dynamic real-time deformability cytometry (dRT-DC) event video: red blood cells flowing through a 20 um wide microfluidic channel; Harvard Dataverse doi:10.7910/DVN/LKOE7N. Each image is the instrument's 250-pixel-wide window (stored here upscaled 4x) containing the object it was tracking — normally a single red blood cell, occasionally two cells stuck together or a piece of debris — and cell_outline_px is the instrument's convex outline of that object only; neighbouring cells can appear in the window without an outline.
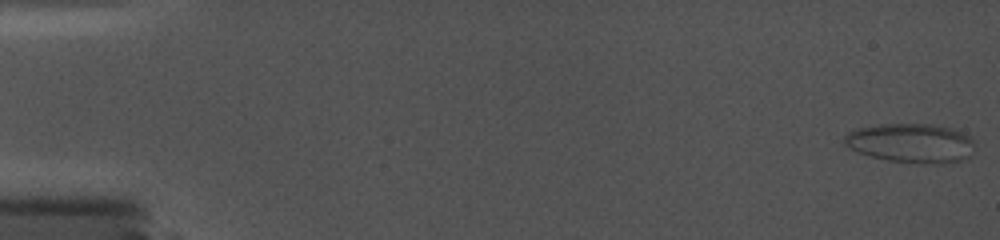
{"species": "common noctule bat (a hibernating species)", "species_latin": "Nyctalus noctula", "temperature_condition": "cold", "stored_images_in_passage": 55, "camera_frame_rate_fps": 5000, "um_per_image_px": 0.085, "animal": {"sex": "female", "body_mass_g": 19.0, "forearm_length_mm": 56.7}, "frame": {"image": 1, "passage_image": 1, "time_ms": 0.0, "image_size_px": [1000, 240], "cell_outline_px": [[972, 144], [968, 156], [960, 160], [940, 164], [924, 164], [888, 160], [872, 156], [848, 148], [844, 144], [844, 136], [848, 132], [856, 128], [880, 124], [928, 124], [952, 128], [972, 136]], "centroid_in_image_um": [77.4, 12.15], "position_along_channel_um": 7.6, "area_um2": 29.65}}
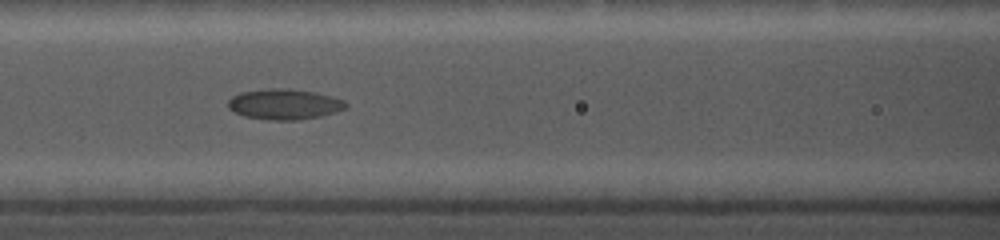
{"frame": {"image": 2, "passage_image": 32, "time_ms": 8.4, "image_size_px": [1000, 240], "cell_outline_px": [[348, 108], [320, 116], [300, 120], [268, 120], [244, 116], [228, 108], [228, 100], [232, 96], [240, 92], [268, 88], [288, 88], [316, 92], [332, 96], [344, 100], [348, 104]], "centroid_in_image_um": [24.18, 8.85], "position_along_channel_um": 142.4, "area_um2": 21.15}}
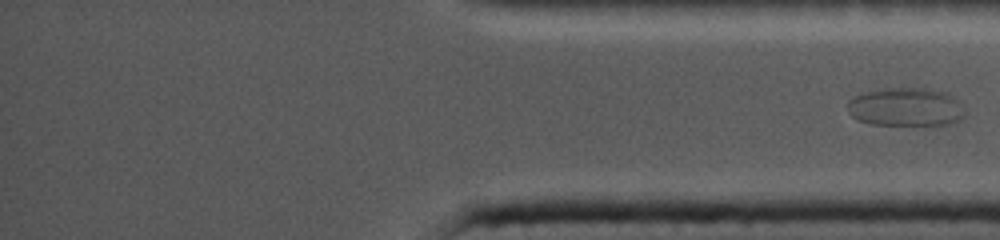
{"frame": {"image": 3, "passage_image": 55, "time_ms": 14.4, "image_size_px": [1000, 240], "cell_outline_px": [[964, 116], [956, 124], [872, 124], [856, 120], [848, 112], [848, 100], [864, 92], [892, 88], [932, 88], [944, 92], [952, 96], [956, 100], [964, 112]], "centroid_in_image_um": [76.99, 9.1], "position_along_channel_um": 358.2, "area_um2": 26.07}}